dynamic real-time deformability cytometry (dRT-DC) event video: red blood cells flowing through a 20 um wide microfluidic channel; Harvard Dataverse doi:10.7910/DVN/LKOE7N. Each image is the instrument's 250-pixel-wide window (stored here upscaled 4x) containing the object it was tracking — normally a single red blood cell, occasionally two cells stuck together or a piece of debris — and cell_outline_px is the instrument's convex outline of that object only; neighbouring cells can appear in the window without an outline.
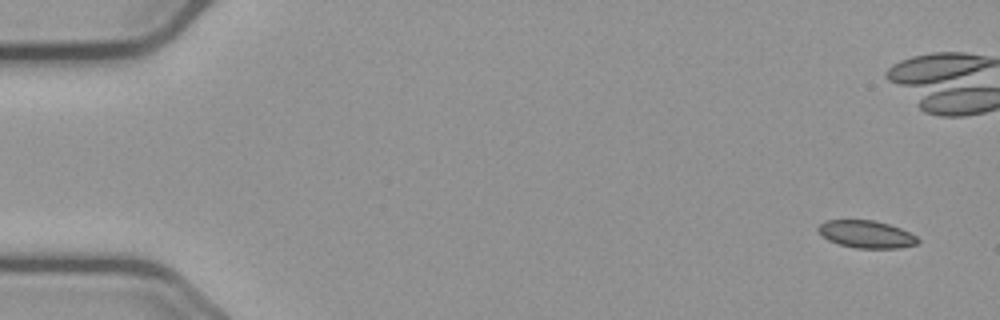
{"species": "common noctule bat (a hibernating species)", "species_latin": "Nyctalus noctula", "temperature_condition": "cold", "stored_images_in_passage": 55, "camera_frame_rate_fps": 3000, "um_per_image_px": 0.085, "animal": {"sex": "male", "body_mass_g": 23.1, "forearm_length_mm": 52.7}, "frame": {"image": 1, "passage_image": 1, "time_ms": 0.0, "image_size_px": [1000, 320], "cell_outline_px": [[920, 240], [916, 244], [900, 248], [856, 248], [840, 244], [828, 240], [816, 228], [824, 220], [872, 220], [888, 224], [900, 228], [916, 236]], "centroid_in_image_um": [73.63, 19.91], "position_along_channel_um": 11.4, "area_um2": 15.78}}
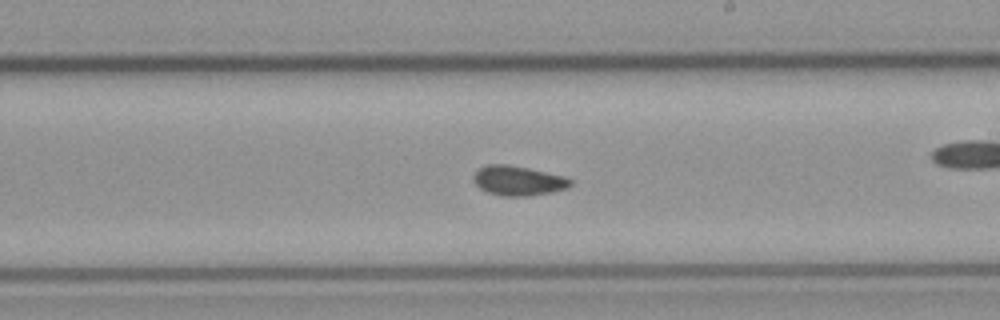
{"frame": {"image": 2, "passage_image": 31, "time_ms": 10.0, "image_size_px": [1000, 320], "cell_outline_px": [[572, 184], [568, 188], [552, 192], [532, 196], [500, 196], [488, 192], [480, 188], [472, 180], [472, 176], [480, 168], [488, 164], [508, 164], [528, 168], [564, 176], [572, 180]], "centroid_in_image_um": [44.05, 15.36], "position_along_channel_um": 245.0, "area_um2": 16.88}}
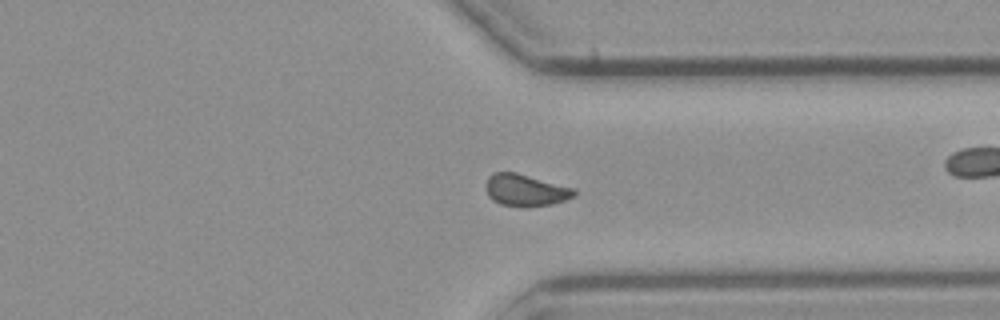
{"frame": {"image": 3, "passage_image": 41, "time_ms": 13.333, "image_size_px": [1000, 320], "cell_outline_px": [[576, 196], [552, 204], [500, 204], [492, 200], [488, 196], [488, 176], [492, 172], [516, 172], [576, 188]], "centroid_in_image_um": [44.71, 16.11], "position_along_channel_um": 366.7, "area_um2": 15.84}, "authors_computed_cell_mechanics": {"area_um2": 16.2418, "velocity_mm_per_s": 3.6628, "shape_relaxation_time_tau1_ms": 8.7295, "shape_relaxation_time_tau2_ms": 1.7393, "deformation_change_tau1": 0.1375, "deformation_change_tau2": 0.0663}}